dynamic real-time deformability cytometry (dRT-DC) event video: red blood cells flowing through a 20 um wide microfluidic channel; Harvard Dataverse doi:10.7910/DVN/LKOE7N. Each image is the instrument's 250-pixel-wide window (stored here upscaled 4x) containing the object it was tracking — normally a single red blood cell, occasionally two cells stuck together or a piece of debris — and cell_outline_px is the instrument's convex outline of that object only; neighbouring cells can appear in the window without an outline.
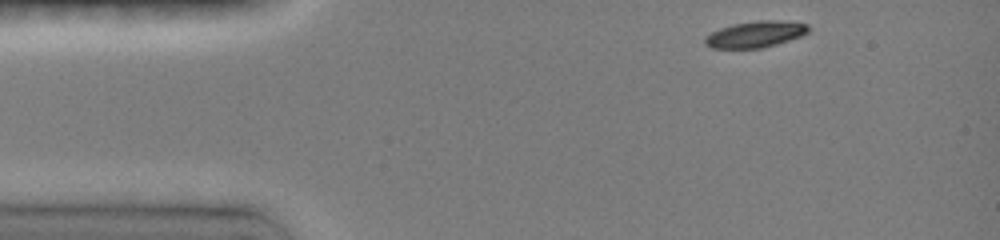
{"species": "common noctule bat (a hibernating species)", "species_latin": "Nyctalus noctula", "temperature_condition": "room temperature", "stored_images_in_passage": 25, "camera_frame_rate_fps": 3000, "um_per_image_px": 0.085, "animal": {"sex": "female", "body_mass_g": 19.0, "forearm_length_mm": 51.5}, "frame": {"image": 1, "passage_image": 1, "time_ms": 0.0, "image_size_px": [1000, 240], "cell_outline_px": [[808, 32], [800, 36], [776, 44], [760, 48], [712, 48], [704, 44], [704, 36], [720, 28], [732, 24], [756, 20], [776, 20], [808, 24]], "centroid_in_image_um": [64.16, 2.91], "position_along_channel_um": 20.8, "area_um2": 15.78}}
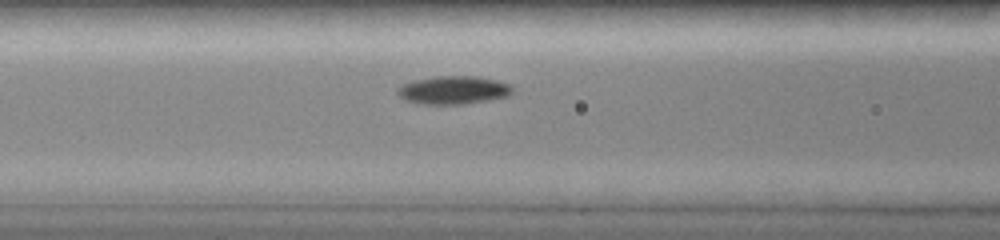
{"frame": {"image": 2, "passage_image": 14, "time_ms": 4.333, "image_size_px": [1000, 240], "cell_outline_px": [[512, 92], [508, 96], [488, 100], [464, 104], [424, 104], [404, 100], [396, 92], [396, 88], [400, 84], [412, 80], [436, 76], [476, 76], [496, 80], [508, 84], [512, 88]], "centroid_in_image_um": [38.48, 7.65], "position_along_channel_um": 128.1, "area_um2": 18.96}}
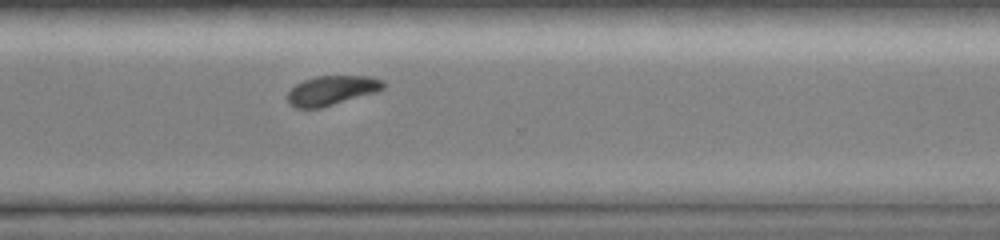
{"frame": {"image": 3, "passage_image": 25, "time_ms": 9.667, "image_size_px": [1000, 240], "cell_outline_px": [[384, 88], [376, 92], [320, 108], [296, 108], [288, 104], [288, 92], [296, 84], [304, 80], [316, 76], [372, 76], [384, 80]], "centroid_in_image_um": [28.2, 7.68], "position_along_channel_um": 342.4, "area_um2": 16.42}}